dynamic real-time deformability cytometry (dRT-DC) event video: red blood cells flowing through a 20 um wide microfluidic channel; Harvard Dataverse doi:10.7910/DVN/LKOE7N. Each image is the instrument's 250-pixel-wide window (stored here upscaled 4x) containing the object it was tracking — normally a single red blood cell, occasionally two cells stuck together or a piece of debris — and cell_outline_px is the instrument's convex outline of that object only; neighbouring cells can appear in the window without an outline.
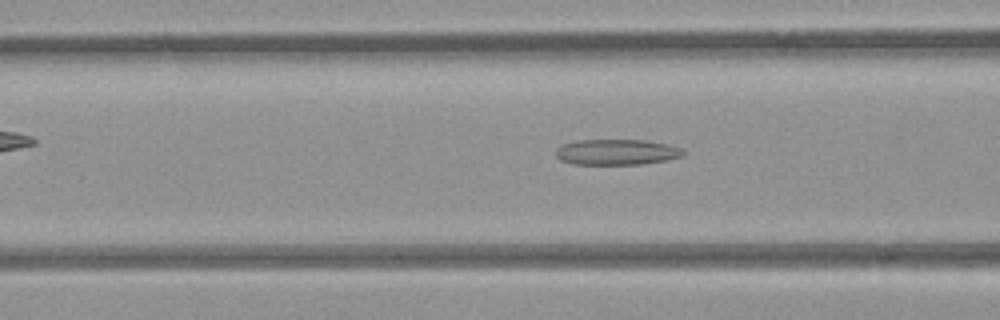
{"species": "common noctule bat (a hibernating species)", "species_latin": "Nyctalus noctula", "temperature_condition": "room temperature", "stored_images_in_passage": 42, "camera_frame_rate_fps": 3000, "um_per_image_px": 0.085, "animal": {"sex": "female", "body_mass_g": 21.9}, "frame": {"image": 1, "passage_image": 20, "time_ms": 6.333, "image_size_px": [1000, 320], "cell_outline_px": [[684, 152], [680, 156], [664, 160], [640, 164], [572, 164], [560, 160], [556, 156], [556, 148], [564, 144], [576, 140], [644, 140], [668, 144], [680, 148]], "centroid_in_image_um": [52.35, 12.92], "position_along_channel_um": 114.2, "area_um2": 18.84}}
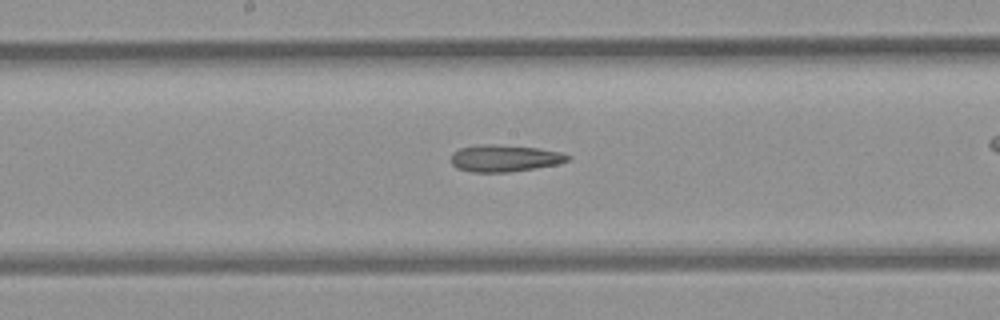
{"frame": {"image": 2, "passage_image": 27, "time_ms": 8.667, "image_size_px": [1000, 320], "cell_outline_px": [[572, 156], [568, 160], [560, 164], [508, 172], [472, 172], [456, 168], [448, 160], [452, 152], [460, 148], [476, 144], [492, 144], [536, 148], [560, 152]], "centroid_in_image_um": [42.83, 13.45], "position_along_channel_um": 205.4, "area_um2": 18.44}}
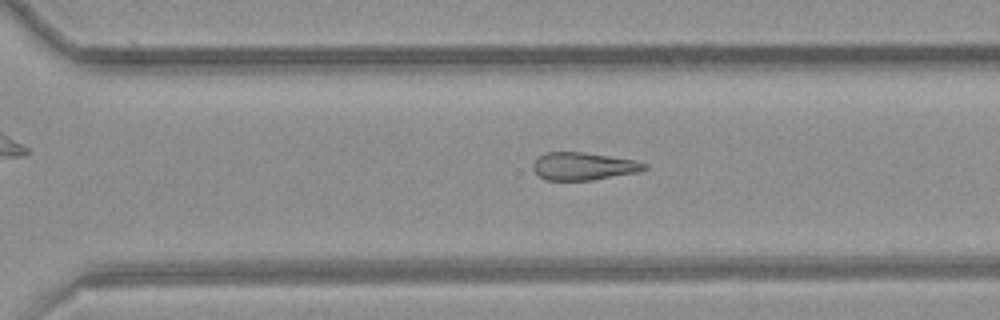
{"frame": {"image": 3, "passage_image": 36, "time_ms": 11.667, "image_size_px": [1000, 320], "cell_outline_px": [[648, 168], [636, 172], [592, 180], [548, 180], [540, 176], [532, 168], [532, 164], [540, 156], [548, 152], [580, 152], [636, 160], [648, 164]], "centroid_in_image_um": [49.6, 14.13], "position_along_channel_um": 321.0, "area_um2": 17.69}}